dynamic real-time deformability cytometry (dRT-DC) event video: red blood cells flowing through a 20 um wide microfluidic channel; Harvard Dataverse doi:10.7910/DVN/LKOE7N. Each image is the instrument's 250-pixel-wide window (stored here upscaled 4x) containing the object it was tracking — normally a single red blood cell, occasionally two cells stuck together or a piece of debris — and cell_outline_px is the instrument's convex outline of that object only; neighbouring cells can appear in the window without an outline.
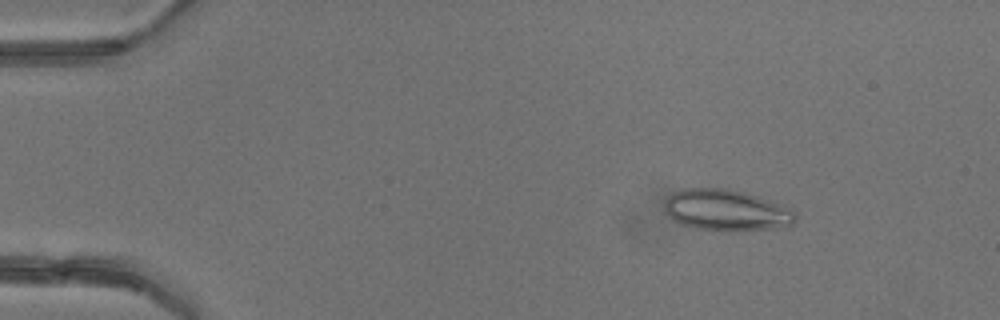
{"species": "common noctule bat (a hibernating species)", "species_latin": "Nyctalus noctula", "temperature_condition": "warm", "stored_images_in_passage": 6, "camera_frame_rate_fps": 3000, "um_per_image_px": 0.085, "animal": {"sex": "female"}, "frame": {"image": 1, "passage_image": 2, "time_ms": 1.333, "image_size_px": [1000, 320], "cell_outline_px": [[796, 220], [788, 228], [728, 232], [700, 228], [684, 224], [668, 216], [664, 212], [664, 204], [668, 196], [672, 192], [680, 188], [728, 188], [744, 192], [788, 204], [796, 212]], "centroid_in_image_um": [61.84, 17.86], "position_along_channel_um": 23.2, "area_um2": 32.43}}
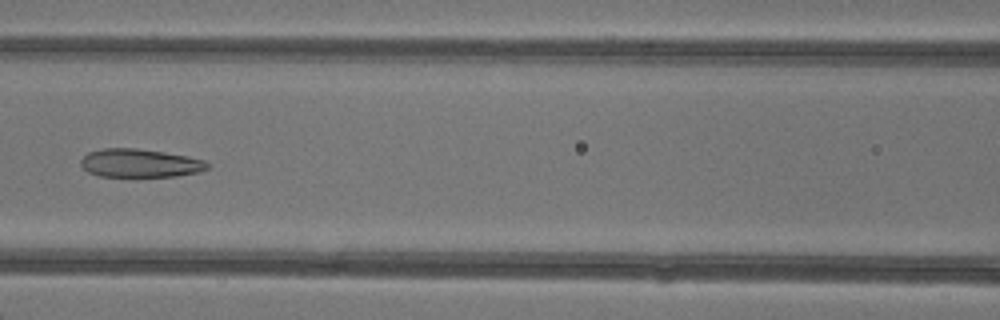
{"frame": {"image": 2, "passage_image": 6, "time_ms": 6.667, "image_size_px": [1000, 320], "cell_outline_px": [[208, 168], [200, 172], [176, 176], [100, 176], [88, 172], [80, 164], [80, 160], [88, 152], [104, 148], [136, 148], [164, 152], [188, 156], [204, 160], [208, 164]], "centroid_in_image_um": [11.89, 13.86], "position_along_channel_um": 154.7, "area_um2": 20.87}}